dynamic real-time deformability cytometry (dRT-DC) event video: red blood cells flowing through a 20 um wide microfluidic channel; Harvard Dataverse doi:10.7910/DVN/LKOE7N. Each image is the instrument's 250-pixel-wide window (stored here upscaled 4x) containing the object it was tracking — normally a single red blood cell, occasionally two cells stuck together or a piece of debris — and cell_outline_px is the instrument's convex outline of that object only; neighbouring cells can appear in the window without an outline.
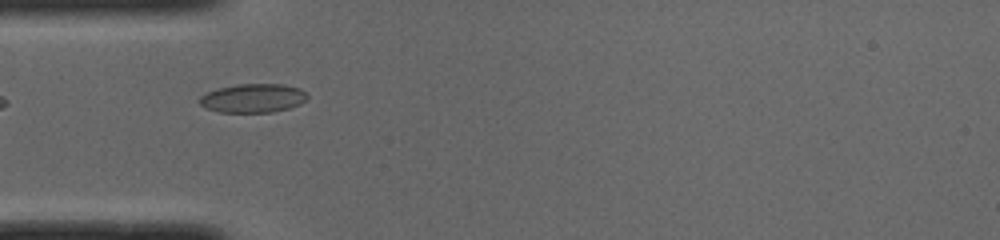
{"species": "common noctule bat (a hibernating species)", "species_latin": "Nyctalus noctula", "temperature_condition": "cold", "stored_images_in_passage": 36, "camera_frame_rate_fps": 3000, "um_per_image_px": 0.085, "animal": {"sex": "male", "body_mass_g": 19.0, "forearm_length_mm": 50.8}, "frame": {"image": 1, "passage_image": 1, "time_ms": 0.0, "image_size_px": [1000, 240], "cell_outline_px": [[308, 96], [300, 104], [288, 108], [272, 112], [220, 112], [208, 108], [200, 104], [200, 96], [208, 92], [220, 88], [240, 84], [284, 84], [300, 88]], "centroid_in_image_um": [21.53, 8.34], "position_along_channel_um": 63.5, "area_um2": 17.8}}
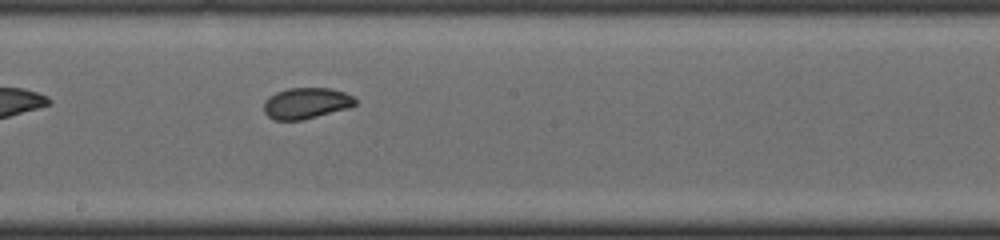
{"frame": {"image": 2, "passage_image": 13, "time_ms": 4.0, "image_size_px": [1000, 240], "cell_outline_px": [[356, 104], [348, 108], [300, 120], [276, 120], [268, 116], [264, 112], [264, 100], [268, 96], [276, 92], [288, 88], [332, 88], [344, 92], [352, 96], [356, 100]], "centroid_in_image_um": [26.0, 8.76], "position_along_channel_um": 222.2, "area_um2": 16.47}}
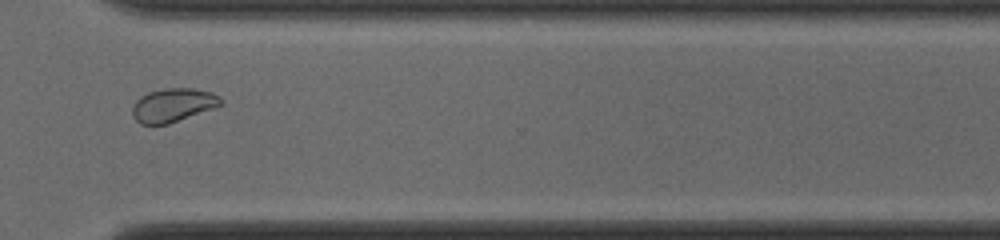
{"frame": {"image": 3, "passage_image": 23, "time_ms": 7.333, "image_size_px": [1000, 240], "cell_outline_px": [[220, 104], [212, 108], [168, 124], [140, 124], [136, 120], [132, 112], [132, 108], [136, 100], [140, 96], [148, 92], [164, 88], [192, 88], [212, 92], [220, 96]], "centroid_in_image_um": [14.66, 8.92], "position_along_channel_um": 355.9, "area_um2": 17.05}, "authors_computed_cell_mechanics": {"area_um2": 17.0799, "velocity_mm_per_s": 3.9852, "shape_relaxation_time_tau1_ms": 6.4617, "shape_relaxation_time_tau2_ms": null, "deformation_change_tau1": 0.1296, "deformation_change_tau2": null}}